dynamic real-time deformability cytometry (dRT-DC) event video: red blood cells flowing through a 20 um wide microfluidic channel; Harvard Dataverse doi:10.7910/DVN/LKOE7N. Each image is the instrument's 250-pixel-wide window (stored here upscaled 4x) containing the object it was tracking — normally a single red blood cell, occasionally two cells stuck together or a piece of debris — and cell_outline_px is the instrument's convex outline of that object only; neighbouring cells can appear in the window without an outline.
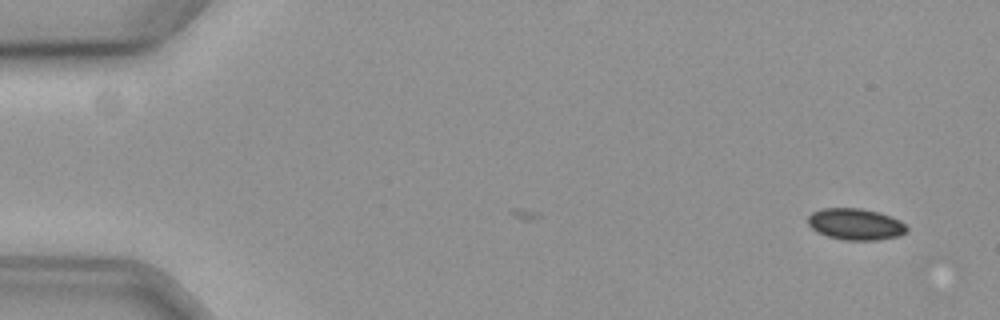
{"species": "common noctule bat (a hibernating species)", "species_latin": "Nyctalus noctula", "temperature_condition": "cold", "stored_images_in_passage": 5, "camera_frame_rate_fps": 3000, "um_per_image_px": 0.085, "animal": {"sex": "female", "body_mass_g": 19.3, "forearm_length_mm": 54.1}, "frame": {"image": 1, "passage_image": 1, "time_ms": 0.0, "image_size_px": [1000, 320], "cell_outline_px": [[908, 228], [904, 232], [896, 236], [876, 240], [844, 240], [828, 236], [816, 232], [808, 224], [808, 216], [812, 212], [824, 208], [860, 208], [876, 212], [888, 216], [904, 224]], "centroid_in_image_um": [72.64, 19.06], "position_along_channel_um": 12.4, "area_um2": 17.74}}